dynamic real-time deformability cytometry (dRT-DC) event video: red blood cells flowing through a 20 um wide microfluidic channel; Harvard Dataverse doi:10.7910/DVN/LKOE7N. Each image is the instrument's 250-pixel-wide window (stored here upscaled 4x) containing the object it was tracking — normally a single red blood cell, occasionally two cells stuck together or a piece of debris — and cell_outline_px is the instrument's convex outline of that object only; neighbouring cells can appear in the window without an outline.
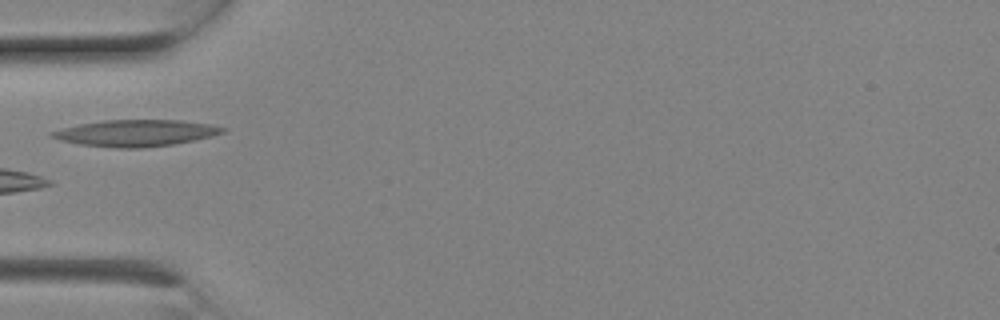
{"species": "Egyptian fruit bat (a non-hibernating species)", "species_latin": "Rousettus aegyptiacus", "temperature_condition": "room temperature", "stored_images_in_passage": 20, "camera_frame_rate_fps": 3000, "um_per_image_px": 0.085, "animal": {"sex": "female"}, "frame": {"image": 1, "passage_image": 6, "time_ms": 1.667, "image_size_px": [1000, 320], "cell_outline_px": [[228, 128], [224, 132], [212, 136], [172, 144], [144, 148], [112, 148], [80, 144], [60, 140], [48, 136], [48, 132], [80, 124], [104, 120], [180, 120], [212, 124]], "centroid_in_image_um": [11.54, 11.31], "position_along_channel_um": 73.5, "area_um2": 26.41}}
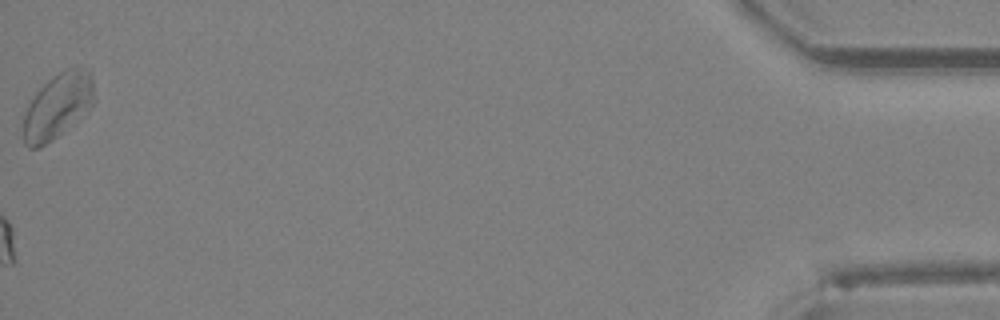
{"frame": {"image": 2, "passage_image": 20, "time_ms": 6.333, "image_size_px": [1000, 320], "cell_outline_px": [[92, 104], [52, 140], [40, 148], [28, 148], [24, 144], [24, 112], [36, 92], [52, 76], [64, 68], [76, 64], [80, 64], [88, 68], [92, 72]], "centroid_in_image_um": [4.88, 8.93], "position_along_channel_um": 430.3, "area_um2": 26.59}}